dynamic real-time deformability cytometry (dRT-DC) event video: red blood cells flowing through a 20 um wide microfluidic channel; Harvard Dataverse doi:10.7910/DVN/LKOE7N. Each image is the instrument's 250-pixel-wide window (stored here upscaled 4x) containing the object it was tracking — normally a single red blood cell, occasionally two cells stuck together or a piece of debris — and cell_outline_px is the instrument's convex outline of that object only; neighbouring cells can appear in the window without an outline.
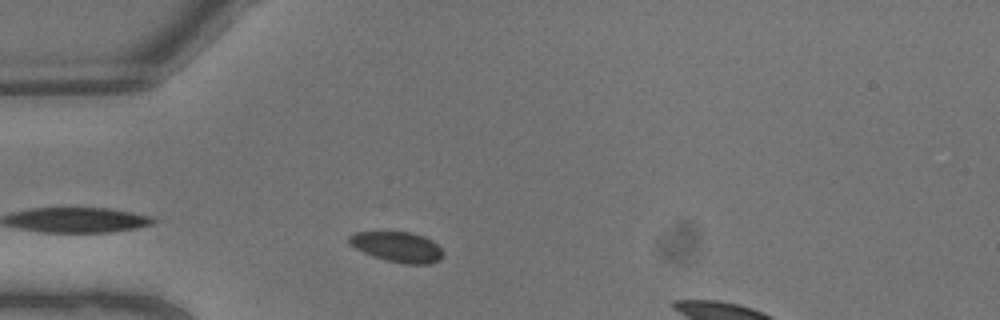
{"species": "common noctule bat (a hibernating species)", "species_latin": "Nyctalus noctula", "temperature_condition": "warm", "stored_images_in_passage": 5, "camera_frame_rate_fps": 3000, "um_per_image_px": 0.085, "animal": {"sex": "male", "body_mass_g": 13.3}, "frame": {"image": 1, "passage_image": 2, "time_ms": 0.333, "image_size_px": [1000, 320], "cell_outline_px": [[444, 256], [440, 260], [428, 264], [404, 264], [372, 256], [348, 244], [348, 236], [356, 232], [408, 232], [424, 236], [432, 240], [444, 252]], "centroid_in_image_um": [33.79, 20.99], "position_along_channel_um": 51.2, "area_um2": 16.59}}
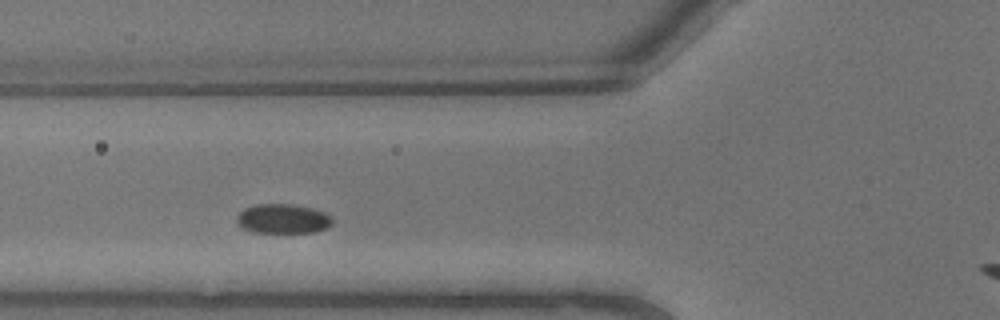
{"frame": {"image": 2, "passage_image": 4, "time_ms": 1.0, "image_size_px": [1000, 320], "cell_outline_px": [[332, 224], [328, 228], [316, 232], [252, 232], [244, 228], [236, 220], [236, 216], [244, 208], [256, 204], [292, 204], [312, 208], [324, 212], [332, 216]], "centroid_in_image_um": [24.07, 18.59], "position_along_channel_um": 101.7, "area_um2": 16.47}}
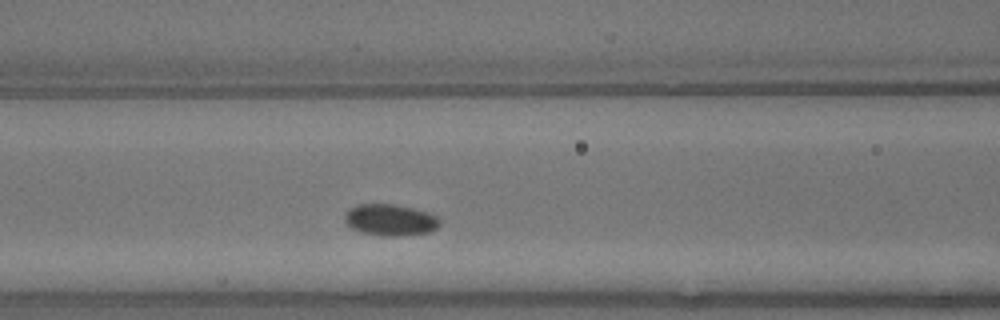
{"frame": {"image": 3, "passage_image": 5, "time_ms": 1.333, "image_size_px": [1000, 320], "cell_outline_px": [[440, 224], [436, 228], [428, 232], [396, 236], [380, 236], [364, 232], [352, 228], [344, 220], [344, 212], [348, 208], [360, 204], [392, 204], [412, 208], [428, 212], [436, 216], [440, 220]], "centroid_in_image_um": [33.14, 18.68], "position_along_channel_um": 133.5, "area_um2": 17.34}}